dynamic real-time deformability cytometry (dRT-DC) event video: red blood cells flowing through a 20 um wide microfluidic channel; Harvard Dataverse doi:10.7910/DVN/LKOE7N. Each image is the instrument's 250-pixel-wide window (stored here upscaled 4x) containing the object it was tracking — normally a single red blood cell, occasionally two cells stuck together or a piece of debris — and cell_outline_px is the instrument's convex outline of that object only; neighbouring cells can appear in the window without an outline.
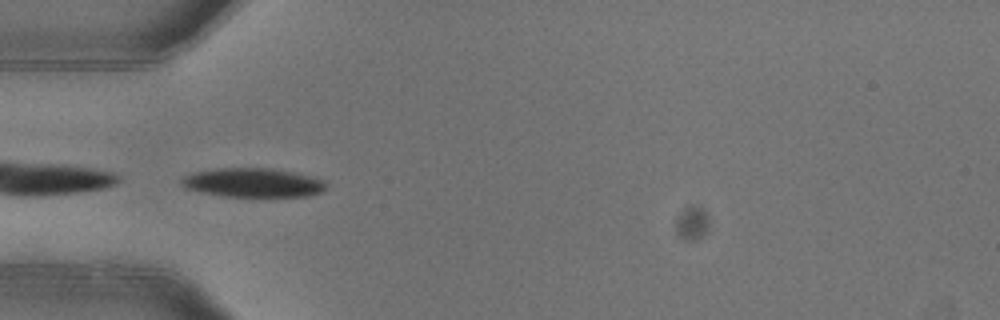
{"species": "common noctule bat (a hibernating species)", "species_latin": "Nyctalus noctula", "temperature_condition": "warm", "stored_images_in_passage": 5, "camera_frame_rate_fps": 3000, "um_per_image_px": 0.085, "animal": {"sex": "female"}, "frame": {"image": 1, "passage_image": 2, "time_ms": 0.333, "image_size_px": [1000, 320], "cell_outline_px": [[328, 184], [320, 192], [308, 196], [224, 196], [200, 192], [184, 188], [180, 184], [180, 180], [184, 176], [192, 172], [216, 168], [272, 168], [296, 172], [312, 176], [324, 180]], "centroid_in_image_um": [21.48, 15.51], "position_along_channel_um": 63.5, "area_um2": 24.68}}